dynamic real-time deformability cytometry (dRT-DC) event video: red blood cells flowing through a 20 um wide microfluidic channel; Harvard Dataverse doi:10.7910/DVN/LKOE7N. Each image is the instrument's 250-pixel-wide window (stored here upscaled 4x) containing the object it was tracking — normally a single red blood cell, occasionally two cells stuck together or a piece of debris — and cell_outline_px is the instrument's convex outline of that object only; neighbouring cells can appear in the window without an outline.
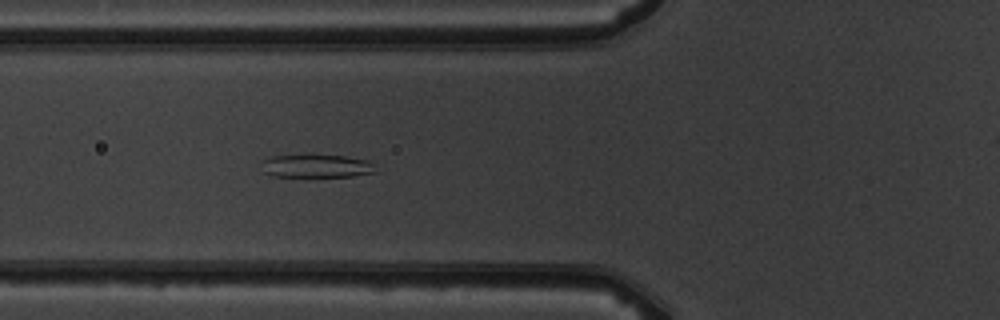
{"species": "common noctule bat (a hibernating species)", "species_latin": "Nyctalus noctula", "temperature_condition": "warm", "stored_images_in_passage": 7, "segment_of_instrument_passage": [1, 2], "camera_frame_rate_fps": 3000, "um_per_image_px": 0.085, "animal": {"sex": "male", "body_mass_g": 19.5, "forearm_length_mm": 54.6}, "frame": {"image": 1, "passage_image": 6, "time_ms": 6.667, "image_size_px": [1000, 320], "cell_outline_px": [[376, 172], [352, 176], [304, 180], [272, 176], [264, 172], [260, 160], [272, 156], [344, 156], [368, 160], [372, 164]], "centroid_in_image_um": [26.83, 14.19], "position_along_channel_um": 99.0, "area_um2": 16.13}}